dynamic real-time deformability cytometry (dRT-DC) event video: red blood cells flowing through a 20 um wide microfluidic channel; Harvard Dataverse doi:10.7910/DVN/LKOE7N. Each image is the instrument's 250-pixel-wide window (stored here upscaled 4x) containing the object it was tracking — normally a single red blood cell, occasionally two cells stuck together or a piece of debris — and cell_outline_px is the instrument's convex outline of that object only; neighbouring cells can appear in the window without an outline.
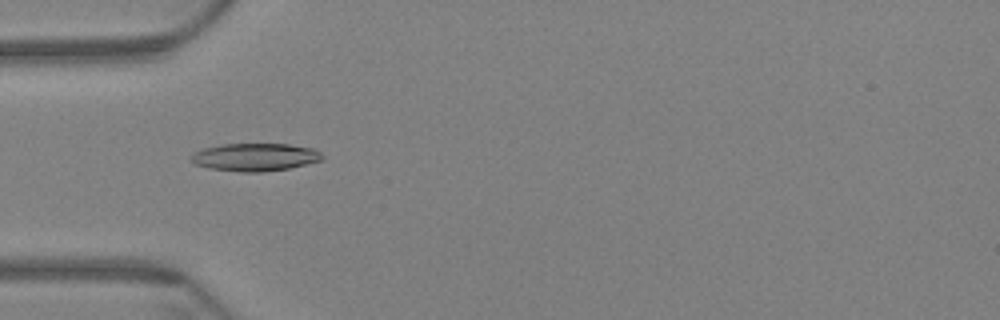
{"species": "Egyptian fruit bat (a non-hibernating species)", "species_latin": "Rousettus aegyptiacus", "temperature_condition": "warm", "stored_images_in_passage": 60, "camera_frame_rate_fps": 3000, "um_per_image_px": 0.085, "animal": {"sex": "female"}, "frame": {"image": 1, "passage_image": 19, "time_ms": 6.0, "image_size_px": [1000, 320], "cell_outline_px": [[324, 160], [288, 168], [260, 172], [240, 172], [208, 168], [196, 164], [192, 160], [192, 156], [196, 152], [204, 148], [224, 144], [288, 144], [312, 148], [320, 152], [324, 156]], "centroid_in_image_um": [21.73, 13.35], "position_along_channel_um": 63.3, "area_um2": 21.04}}
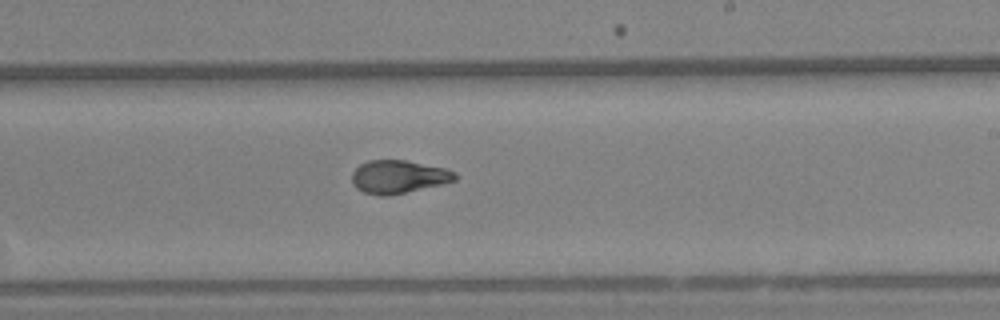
{"frame": {"image": 2, "passage_image": 36, "time_ms": 11.667, "image_size_px": [1000, 320], "cell_outline_px": [[456, 180], [440, 184], [388, 196], [380, 196], [364, 192], [356, 188], [352, 184], [352, 172], [360, 164], [368, 160], [404, 160], [448, 168], [456, 172]], "centroid_in_image_um": [33.85, 15.02], "position_along_channel_um": 255.1, "area_um2": 19.88}}
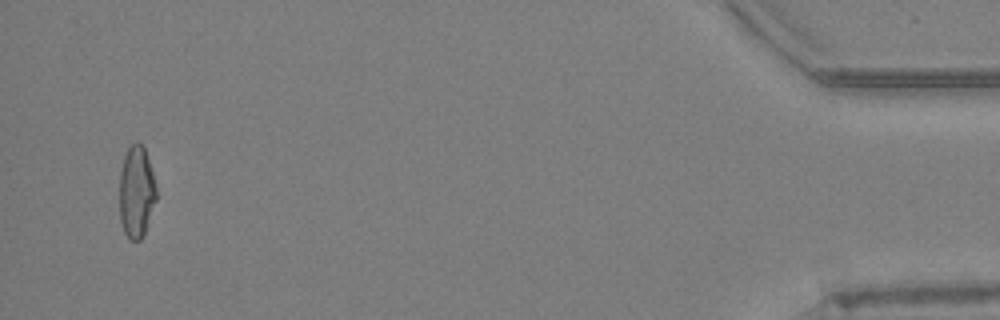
{"frame": {"image": 3, "passage_image": 58, "time_ms": 19.0, "image_size_px": [1000, 320], "cell_outline_px": [[156, 200], [144, 232], [140, 240], [132, 240], [124, 232], [120, 220], [120, 172], [124, 156], [128, 148], [136, 140], [144, 148], [156, 184]], "centroid_in_image_um": [11.59, 16.29], "position_along_channel_um": 423.6, "area_um2": 19.42}, "authors_computed_cell_mechanics": {"area_um2": 20.3456, "velocity_mm_per_s": 3.4158, "shape_relaxation_time_tau1_ms": 9.5449, "shape_relaxation_time_tau2_ms": 1.6797, "deformation_change_tau1": 0.2438, "deformation_change_tau2": 0.0737}}